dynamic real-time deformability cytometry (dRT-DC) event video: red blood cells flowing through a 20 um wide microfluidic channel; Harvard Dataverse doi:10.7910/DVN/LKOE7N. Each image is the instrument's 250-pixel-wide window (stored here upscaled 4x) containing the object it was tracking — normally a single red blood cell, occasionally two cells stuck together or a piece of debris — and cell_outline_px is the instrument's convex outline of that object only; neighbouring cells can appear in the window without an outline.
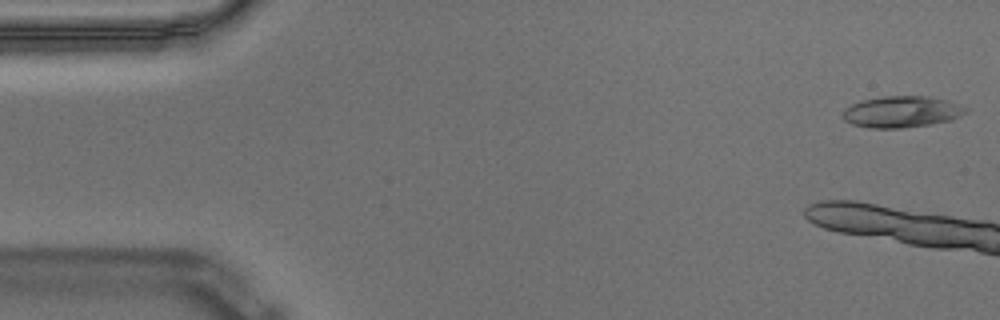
{"species": "Egyptian fruit bat (a non-hibernating species)", "species_latin": "Rousettus aegyptiacus", "temperature_condition": "warm", "stored_images_in_passage": 5, "camera_frame_rate_fps": 3000, "um_per_image_px": 0.085, "animal": {"sex": "male"}, "frame": {"image": 1, "passage_image": 1, "time_ms": 0.0, "image_size_px": [1000, 320], "cell_outline_px": [[968, 112], [952, 120], [904, 128], [868, 128], [852, 124], [844, 120], [844, 108], [860, 100], [884, 96], [928, 96], [948, 100], [968, 108]], "centroid_in_image_um": [76.66, 9.5], "position_along_channel_um": 8.3, "area_um2": 22.6}}